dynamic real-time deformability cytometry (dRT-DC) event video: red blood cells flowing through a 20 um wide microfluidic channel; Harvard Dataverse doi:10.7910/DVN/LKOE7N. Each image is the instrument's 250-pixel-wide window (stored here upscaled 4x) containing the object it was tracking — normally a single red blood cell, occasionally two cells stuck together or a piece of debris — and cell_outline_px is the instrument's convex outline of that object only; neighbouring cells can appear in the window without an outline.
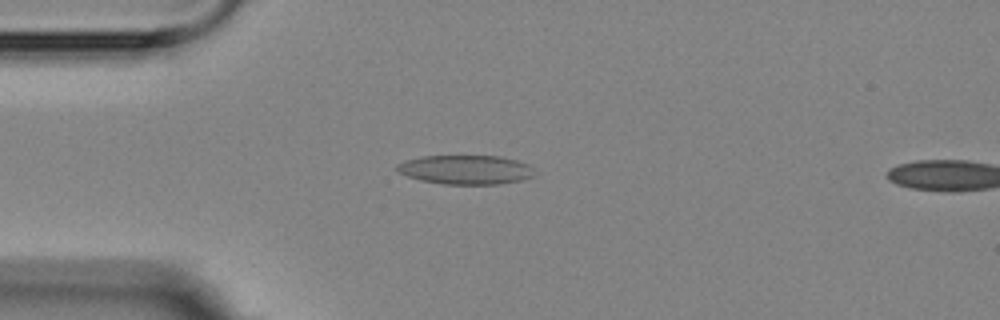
{"species": "Egyptian fruit bat (a non-hibernating species)", "species_latin": "Rousettus aegyptiacus", "temperature_condition": "room temperature", "stored_images_in_passage": 5, "camera_frame_rate_fps": 3000, "um_per_image_px": 0.085, "animal": {"sex": "female"}, "frame": {"image": 1, "passage_image": 4, "time_ms": 3.667, "image_size_px": [1000, 320], "cell_outline_px": [[532, 176], [520, 180], [496, 184], [444, 184], [420, 180], [396, 172], [396, 164], [404, 160], [420, 156], [500, 156], [516, 160], [528, 164], [532, 168]], "centroid_in_image_um": [39.51, 14.41], "position_along_channel_um": 45.5, "area_um2": 23.29}}